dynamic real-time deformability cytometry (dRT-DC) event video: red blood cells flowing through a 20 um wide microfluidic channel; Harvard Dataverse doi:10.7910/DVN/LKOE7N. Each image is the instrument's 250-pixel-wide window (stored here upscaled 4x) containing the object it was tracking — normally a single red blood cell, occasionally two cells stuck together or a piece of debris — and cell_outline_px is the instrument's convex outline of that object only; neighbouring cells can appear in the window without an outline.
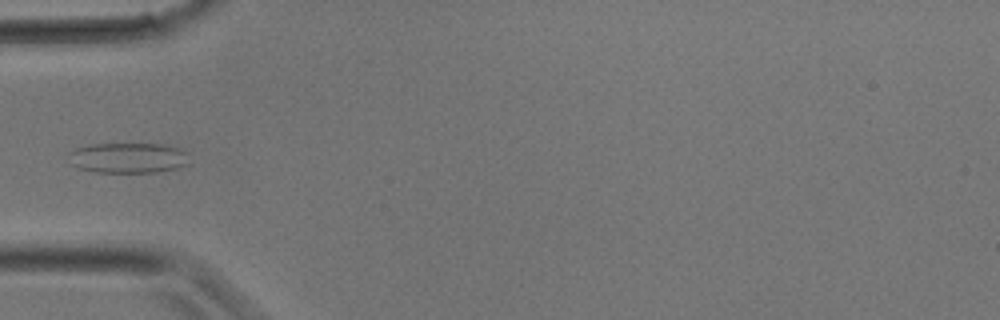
{"species": "common noctule bat (a hibernating species)", "species_latin": "Nyctalus noctula", "temperature_condition": "room temperature", "stored_images_in_passage": 26, "camera_frame_rate_fps": 3000, "um_per_image_px": 0.085, "animal": {"sex": "male", "body_mass_g": 17.9}, "frame": {"image": 1, "passage_image": 4, "time_ms": 1.0, "image_size_px": [1000, 320], "cell_outline_px": [[192, 164], [180, 168], [156, 172], [92, 172], [76, 168], [64, 156], [68, 152], [76, 148], [88, 144], [164, 144], [176, 148], [184, 152]], "centroid_in_image_um": [10.83, 13.43], "position_along_channel_um": 74.2, "area_um2": 21.79}}
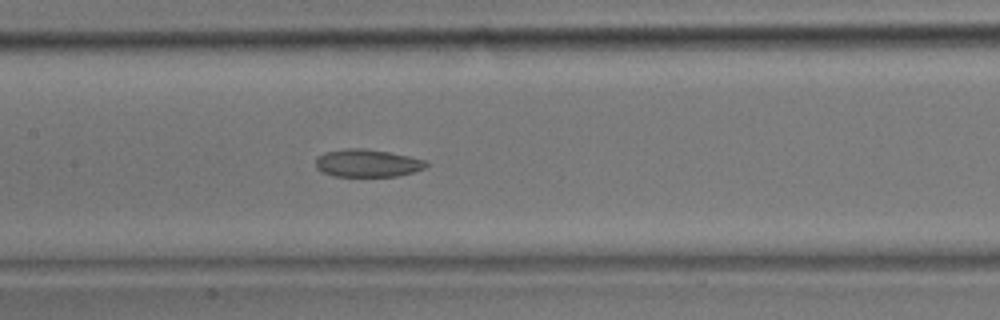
{"frame": {"image": 2, "passage_image": 9, "time_ms": 2.667, "image_size_px": [1000, 320], "cell_outline_px": [[428, 164], [424, 168], [412, 172], [396, 176], [332, 176], [320, 172], [316, 168], [316, 156], [324, 152], [344, 148], [364, 148], [388, 152], [408, 156], [424, 160]], "centroid_in_image_um": [31.15, 13.86], "position_along_channel_um": 176.3, "area_um2": 17.86}}
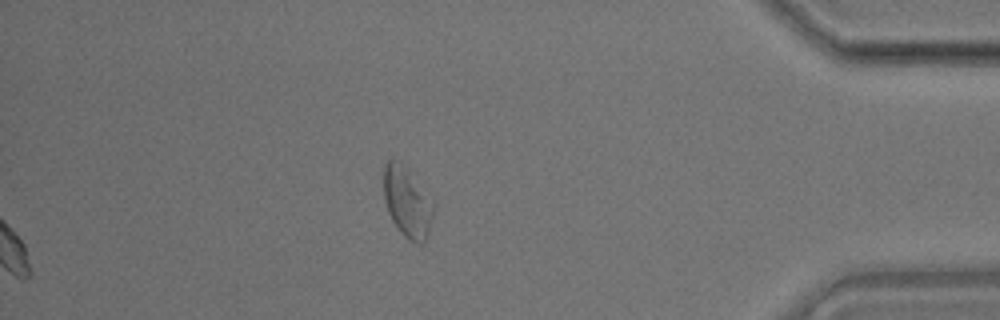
{"frame": {"image": 3, "passage_image": 22, "time_ms": 7.0, "image_size_px": [1000, 320], "cell_outline_px": [[436, 204], [428, 232], [424, 244], [416, 244], [408, 240], [400, 232], [392, 220], [388, 212], [384, 196], [384, 164], [392, 156], [400, 160], [408, 168]], "centroid_in_image_um": [34.63, 17.14], "position_along_channel_um": 400.6, "area_um2": 20.92}}